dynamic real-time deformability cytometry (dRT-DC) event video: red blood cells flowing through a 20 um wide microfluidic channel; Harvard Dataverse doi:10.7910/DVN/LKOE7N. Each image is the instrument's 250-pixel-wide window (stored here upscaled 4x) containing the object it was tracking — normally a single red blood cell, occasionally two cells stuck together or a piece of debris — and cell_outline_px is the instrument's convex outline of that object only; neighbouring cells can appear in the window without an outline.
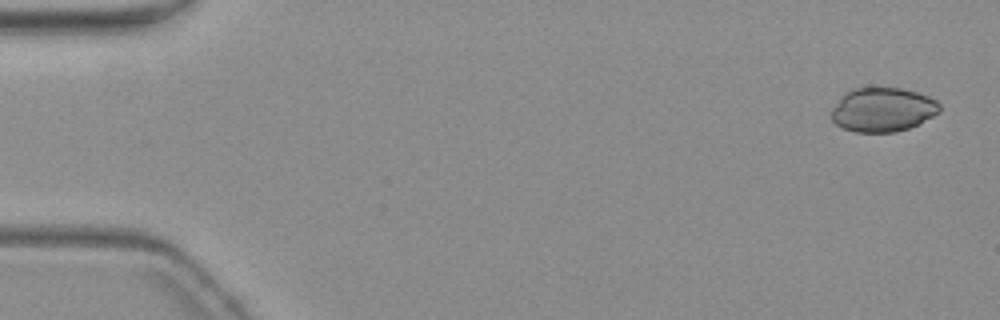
{"species": "common noctule bat (a hibernating species)", "species_latin": "Nyctalus noctula", "temperature_condition": "warm", "stored_images_in_passage": 10, "camera_frame_rate_fps": 3000, "um_per_image_px": 0.085, "animal": {"sex": "female", "body_mass_g": 19.3, "forearm_length_mm": 54.1}, "frame": {"image": 1, "passage_image": 1, "time_ms": 0.0, "image_size_px": [1000, 320], "cell_outline_px": [[940, 112], [908, 128], [896, 132], [856, 132], [844, 128], [836, 124], [832, 120], [832, 108], [844, 92], [856, 88], [900, 88], [916, 92], [928, 96], [936, 100], [940, 104]], "centroid_in_image_um": [75.02, 9.32], "position_along_channel_um": 10.0, "area_um2": 27.63}}